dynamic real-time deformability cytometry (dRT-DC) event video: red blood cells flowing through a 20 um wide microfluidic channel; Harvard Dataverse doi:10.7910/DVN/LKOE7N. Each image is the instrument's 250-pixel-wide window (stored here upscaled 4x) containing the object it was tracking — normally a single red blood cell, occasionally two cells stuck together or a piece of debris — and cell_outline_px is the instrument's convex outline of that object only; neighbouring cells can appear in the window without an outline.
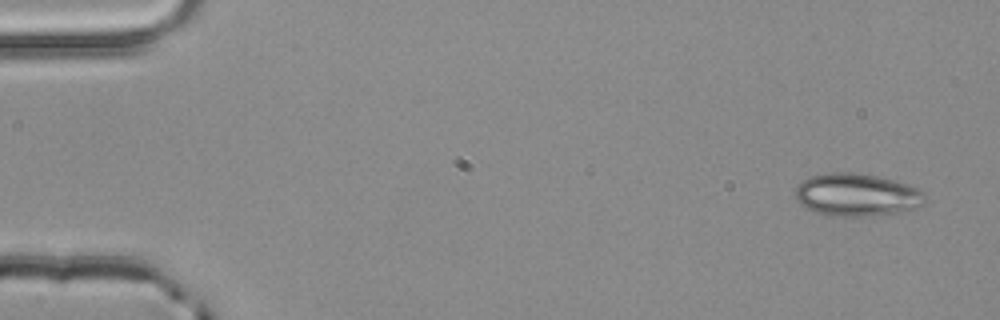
{"species": "common noctule bat (a hibernating species)", "species_latin": "Nyctalus noctula", "temperature_condition": "room temperature", "stored_images_in_passage": 5, "camera_frame_rate_fps": 3000, "um_per_image_px": 0.085, "animal": {"sex": "male", "body_mass_g": 20.4}, "frame": {"image": 1, "passage_image": 1, "time_ms": 0.0, "image_size_px": [1000, 320], "cell_outline_px": [[924, 204], [904, 212], [868, 216], [824, 216], [812, 212], [800, 204], [796, 200], [796, 184], [808, 176], [828, 172], [860, 172], [896, 180], [916, 188], [924, 192]], "centroid_in_image_um": [72.78, 16.56], "position_along_channel_um": 12.2, "area_um2": 32.95}}
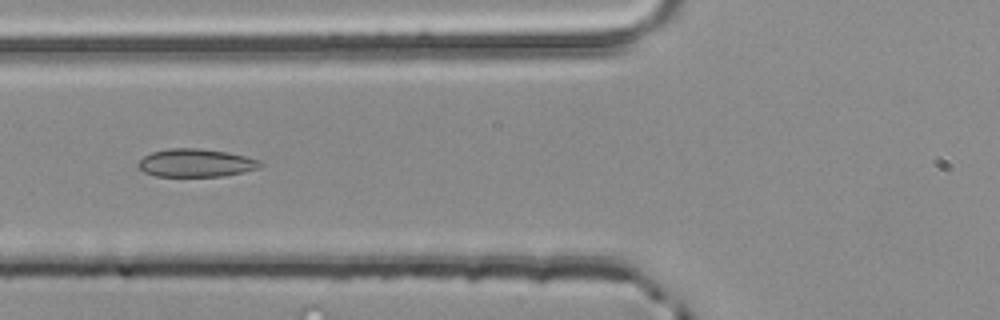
{"frame": {"image": 2, "passage_image": 5, "time_ms": 1.333, "image_size_px": [1000, 320], "cell_outline_px": [[264, 164], [256, 168], [244, 172], [224, 176], [156, 176], [144, 172], [136, 164], [144, 156], [152, 152], [168, 148], [200, 148], [228, 152], [260, 160]], "centroid_in_image_um": [16.64, 13.84], "position_along_channel_um": 109.2, "area_um2": 19.94}}